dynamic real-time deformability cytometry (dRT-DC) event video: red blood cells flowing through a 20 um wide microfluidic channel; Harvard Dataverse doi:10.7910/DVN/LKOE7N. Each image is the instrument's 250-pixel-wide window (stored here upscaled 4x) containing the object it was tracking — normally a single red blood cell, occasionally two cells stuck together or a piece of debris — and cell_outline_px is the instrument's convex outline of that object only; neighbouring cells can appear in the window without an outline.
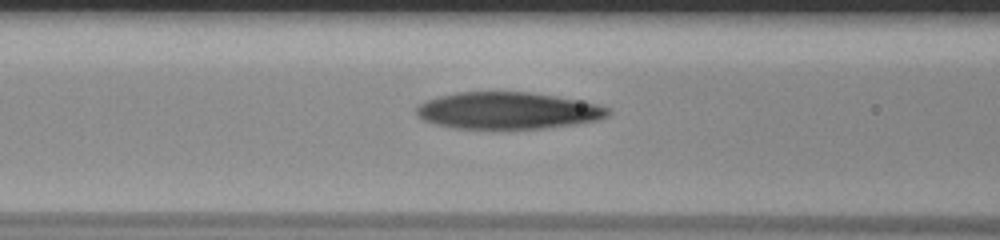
{"species": "human", "species_latin": "Homo sapiens", "temperature_condition": "room temperature", "stored_images_in_passage": 31, "camera_frame_rate_fps": 3000, "um_per_image_px": 0.085, "donor": {"sex": "male"}, "frame": {"image": 1, "passage_image": 7, "time_ms": 2.0, "image_size_px": [1000, 240], "cell_outline_px": [[608, 116], [596, 120], [540, 128], [452, 128], [432, 124], [416, 116], [416, 108], [420, 104], [428, 100], [440, 96], [456, 92], [528, 92], [576, 100], [596, 104], [608, 108]], "centroid_in_image_um": [43.06, 9.4], "position_along_channel_um": 123.5, "area_um2": 40.46}}
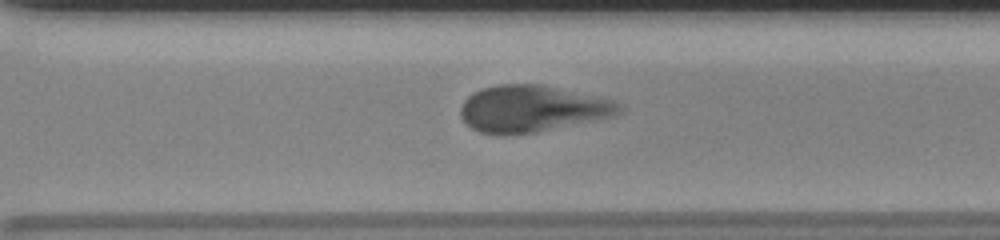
{"frame": {"image": 2, "passage_image": 23, "time_ms": 7.333, "image_size_px": [1000, 240], "cell_outline_px": [[620, 112], [616, 116], [536, 132], [508, 136], [500, 136], [480, 132], [472, 128], [460, 116], [460, 108], [464, 100], [468, 96], [484, 88], [496, 84], [540, 84], [612, 100], [620, 104]], "centroid_in_image_um": [45.19, 9.26], "position_along_channel_um": 325.4, "area_um2": 43.0}}
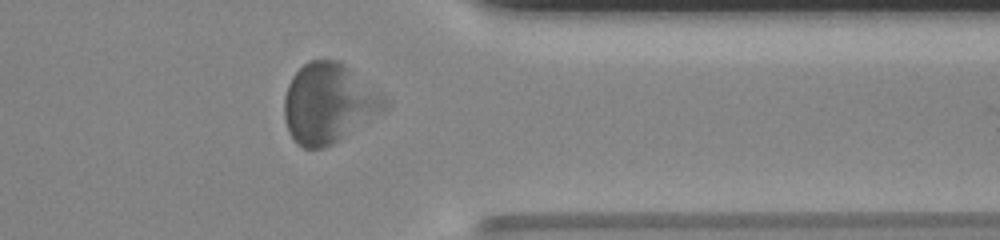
{"frame": {"image": 3, "passage_image": 28, "time_ms": 9.0, "image_size_px": [1000, 240], "cell_outline_px": [[388, 108], [384, 112], [332, 144], [324, 148], [304, 148], [296, 144], [288, 132], [284, 120], [284, 96], [288, 84], [292, 76], [308, 60], [340, 60], [384, 96], [388, 100]], "centroid_in_image_um": [27.93, 8.79], "position_along_channel_um": 383.5, "area_um2": 46.88}, "authors_computed_cell_mechanics": {"area_um2": 42.2518, "velocity_mm_per_s": 3.7985, "shape_relaxation_time_tau1_ms": 4.1573, "shape_relaxation_time_tau2_ms": 1.0856, "deformation_change_tau1": 0.1914, "deformation_change_tau2": 0.0854}}